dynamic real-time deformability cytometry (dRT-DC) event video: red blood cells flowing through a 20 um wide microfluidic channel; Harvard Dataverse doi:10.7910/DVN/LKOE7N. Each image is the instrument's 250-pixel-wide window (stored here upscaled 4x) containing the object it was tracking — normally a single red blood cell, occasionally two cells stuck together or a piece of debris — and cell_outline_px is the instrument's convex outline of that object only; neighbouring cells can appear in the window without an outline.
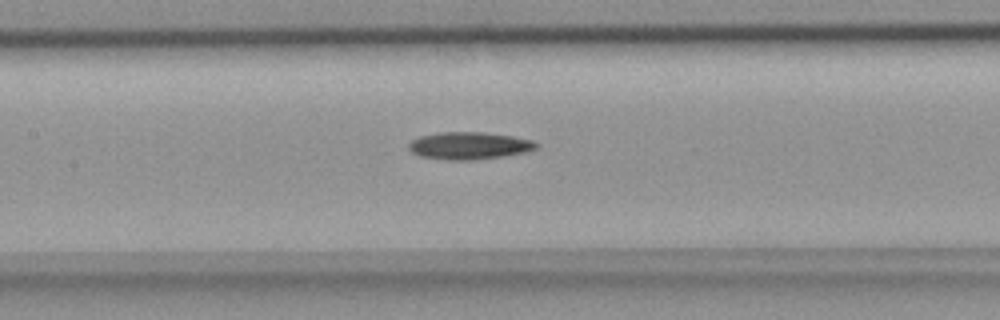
{"species": "common noctule bat (a hibernating species)", "species_latin": "Nyctalus noctula", "temperature_condition": "room temperature", "stored_images_in_passage": 33, "camera_frame_rate_fps": 3000, "um_per_image_px": 0.085, "animal": {"sex": "female", "body_mass_g": 18.4}, "frame": {"image": 1, "passage_image": 10, "time_ms": 3.0, "image_size_px": [1000, 320], "cell_outline_px": [[540, 144], [536, 148], [528, 152], [504, 156], [472, 160], [448, 160], [420, 156], [412, 152], [408, 148], [408, 144], [412, 140], [420, 136], [440, 132], [484, 132], [512, 136], [532, 140]], "centroid_in_image_um": [39.9, 12.38], "position_along_channel_um": 167.5, "area_um2": 20.4}}
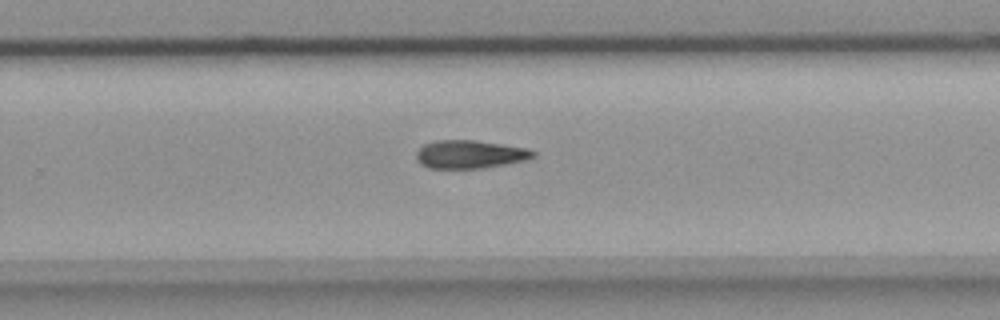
{"frame": {"image": 2, "passage_image": 19, "time_ms": 6.0, "image_size_px": [1000, 320], "cell_outline_px": [[536, 156], [524, 160], [484, 168], [428, 168], [420, 164], [416, 156], [416, 152], [424, 144], [436, 140], [476, 140], [528, 148], [536, 152]], "centroid_in_image_um": [39.94, 13.11], "position_along_channel_um": 289.9, "area_um2": 19.19}}
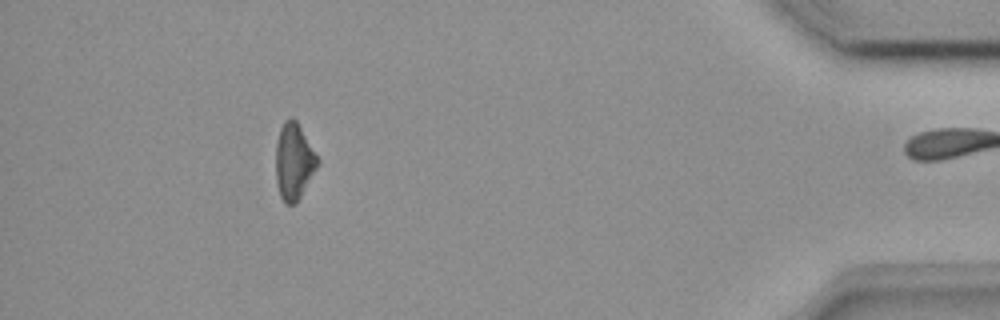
{"frame": {"image": 3, "passage_image": 32, "time_ms": 10.333, "image_size_px": [1000, 320], "cell_outline_px": [[320, 160], [316, 168], [296, 204], [284, 204], [280, 196], [276, 184], [276, 140], [280, 128], [284, 120], [292, 116], [296, 120]], "centroid_in_image_um": [24.95, 13.72], "position_along_channel_um": 410.2, "area_um2": 18.61}}